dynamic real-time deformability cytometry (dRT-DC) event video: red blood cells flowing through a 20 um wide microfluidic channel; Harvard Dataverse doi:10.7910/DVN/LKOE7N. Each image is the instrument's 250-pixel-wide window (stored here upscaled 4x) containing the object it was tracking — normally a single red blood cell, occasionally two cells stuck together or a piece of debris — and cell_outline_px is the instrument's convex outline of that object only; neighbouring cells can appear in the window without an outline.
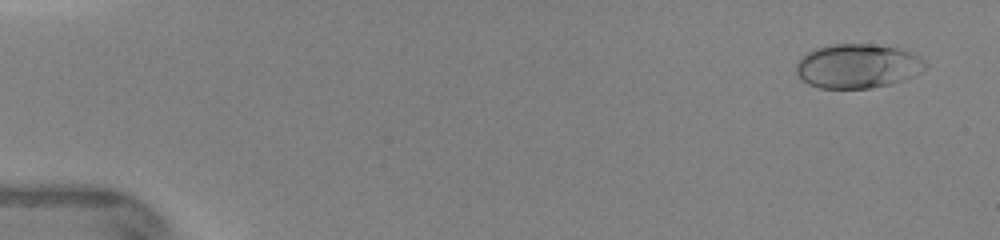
{"species": "human", "species_latin": "Homo sapiens", "temperature_condition": "warm", "stored_images_in_passage": 51, "camera_frame_rate_fps": 3000, "um_per_image_px": 0.085, "donor": {"sex": "female"}, "frame": {"image": 1, "passage_image": 3, "time_ms": 0.667, "image_size_px": [1000, 240], "cell_outline_px": [[928, 68], [904, 80], [872, 88], [820, 88], [808, 84], [796, 72], [796, 64], [808, 52], [816, 48], [832, 44], [872, 44], [896, 48], [908, 52], [924, 60], [928, 64]], "centroid_in_image_um": [72.91, 5.62], "position_along_channel_um": 12.1, "area_um2": 33.0}}
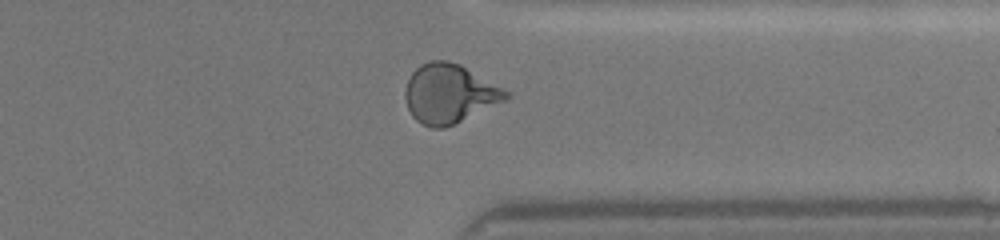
{"frame": {"image": 2, "passage_image": 42, "time_ms": 12.0, "image_size_px": [1000, 240], "cell_outline_px": [[512, 96], [508, 100], [444, 128], [432, 128], [416, 120], [412, 116], [408, 108], [404, 96], [404, 92], [408, 80], [412, 72], [420, 64], [428, 60], [448, 60], [460, 64], [504, 88]], "centroid_in_image_um": [38.21, 7.95], "position_along_channel_um": 373.2, "area_um2": 34.85}}
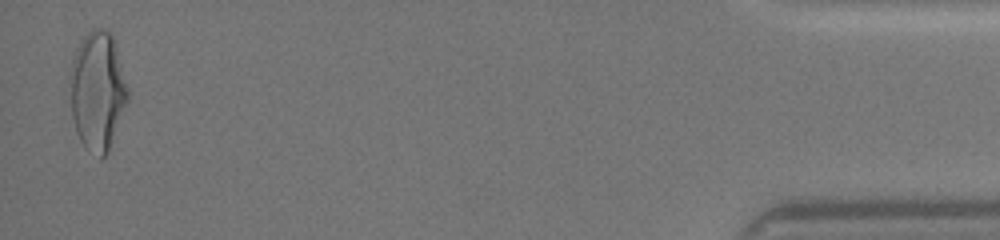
{"frame": {"image": 3, "passage_image": 51, "time_ms": 15.0, "image_size_px": [1000, 240], "cell_outline_px": [[128, 100], [108, 152], [100, 160], [88, 152], [80, 140], [72, 116], [68, 76], [68, 72], [72, 56], [80, 40], [92, 28], [108, 28], [112, 36], [128, 88]], "centroid_in_image_um": [8.25, 7.72], "position_along_channel_um": 427.0, "area_um2": 40.46}}